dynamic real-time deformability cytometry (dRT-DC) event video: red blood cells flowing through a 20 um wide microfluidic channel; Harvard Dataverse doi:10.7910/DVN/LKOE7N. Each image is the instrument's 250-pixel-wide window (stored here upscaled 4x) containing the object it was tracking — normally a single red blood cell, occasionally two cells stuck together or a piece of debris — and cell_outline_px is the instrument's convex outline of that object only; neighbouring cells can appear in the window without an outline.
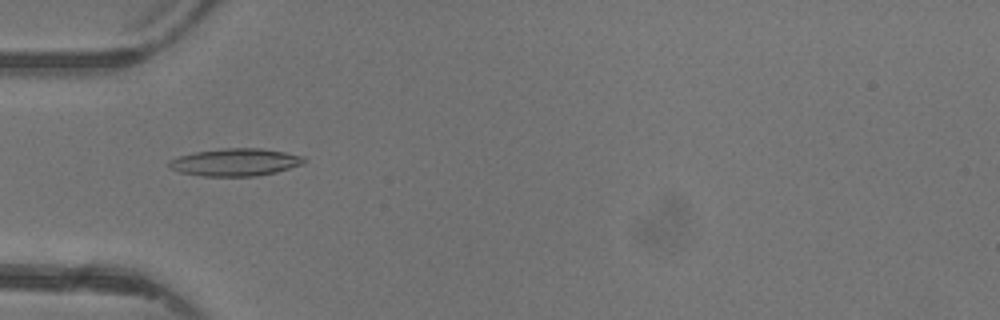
{"species": "common noctule bat (a hibernating species)", "species_latin": "Nyctalus noctula", "temperature_condition": "warm", "stored_images_in_passage": 4, "camera_frame_rate_fps": 3000, "um_per_image_px": 0.085, "animal": {"sex": "female"}, "frame": {"image": 1, "passage_image": 3, "time_ms": 4.333, "image_size_px": [1000, 320], "cell_outline_px": [[304, 164], [276, 172], [256, 176], [204, 176], [180, 172], [172, 168], [168, 164], [168, 160], [180, 156], [196, 152], [224, 148], [264, 148], [304, 156]], "centroid_in_image_um": [20.03, 13.78], "position_along_channel_um": 65.0, "area_um2": 21.5}}